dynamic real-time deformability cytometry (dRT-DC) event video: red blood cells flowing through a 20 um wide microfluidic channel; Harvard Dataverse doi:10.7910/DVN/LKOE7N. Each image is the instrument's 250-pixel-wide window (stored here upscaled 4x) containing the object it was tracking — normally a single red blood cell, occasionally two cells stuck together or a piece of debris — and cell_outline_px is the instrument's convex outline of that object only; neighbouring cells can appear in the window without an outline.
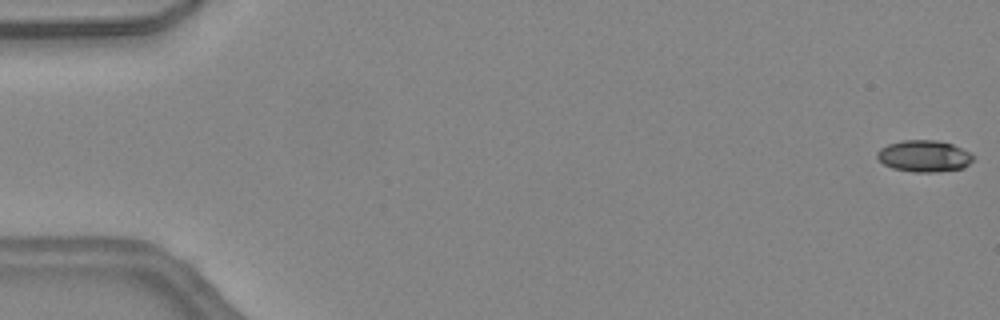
{"species": "common noctule bat (a hibernating species)", "species_latin": "Nyctalus noctula", "temperature_condition": "warm", "stored_images_in_passage": 41, "camera_frame_rate_fps": 3000, "um_per_image_px": 0.085, "animal": {"sex": "female", "body_mass_g": 24.6, "forearm_length_mm": 56.2}, "frame": {"image": 1, "passage_image": 1, "time_ms": 0.0, "image_size_px": [1000, 320], "cell_outline_px": [[976, 156], [964, 168], [936, 172], [912, 172], [892, 168], [884, 164], [876, 156], [876, 152], [880, 148], [888, 144], [904, 140], [936, 140], [952, 144]], "centroid_in_image_um": [78.54, 13.27], "position_along_channel_um": 6.5, "area_um2": 17.69}}
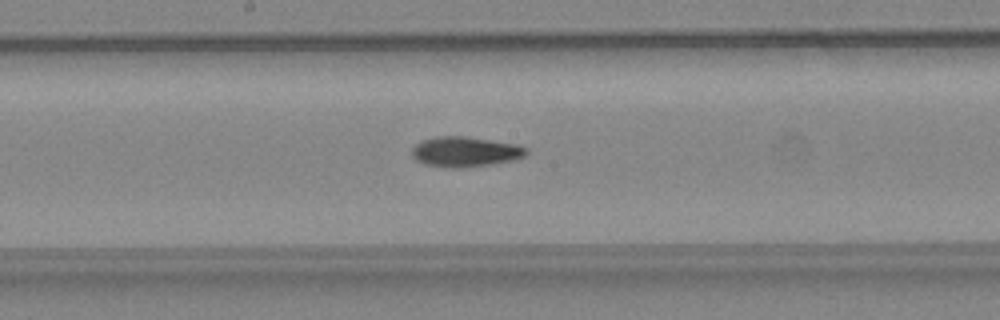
{"frame": {"image": 2, "passage_image": 25, "time_ms": 8.0, "image_size_px": [1000, 320], "cell_outline_px": [[528, 152], [524, 156], [516, 160], [492, 164], [464, 168], [444, 168], [424, 164], [416, 160], [412, 156], [412, 148], [416, 144], [424, 140], [436, 136], [468, 136], [516, 144], [528, 148]], "centroid_in_image_um": [39.56, 12.91], "position_along_channel_um": 208.6, "area_um2": 20.4}}
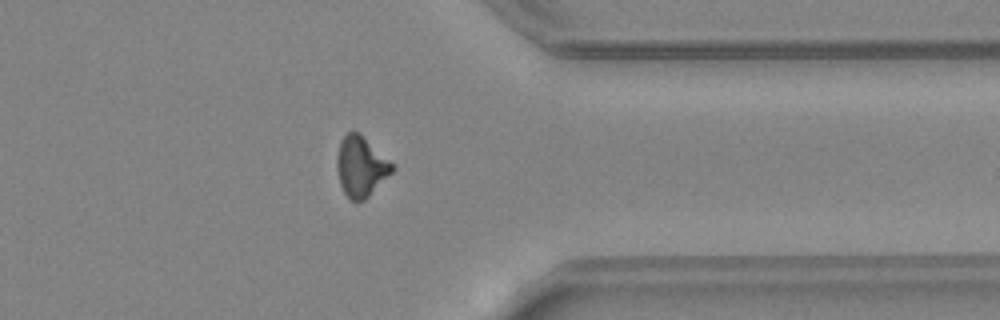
{"frame": {"image": 3, "passage_image": 37, "time_ms": 12.0, "image_size_px": [1000, 320], "cell_outline_px": [[396, 168], [364, 200], [356, 204], [344, 192], [340, 184], [336, 168], [336, 156], [340, 140], [348, 132], [360, 132]], "centroid_in_image_um": [30.64, 14.15], "position_along_channel_um": 380.8, "area_um2": 19.31}, "authors_computed_cell_mechanics": {"area_um2": 18.8428, "velocity_mm_per_s": 4.5251, "shape_relaxation_time_tau1_ms": 7.083, "shape_relaxation_time_tau2_ms": 4.4794, "deformation_change_tau1": 0.2088, "deformation_change_tau2": 0.1347}}